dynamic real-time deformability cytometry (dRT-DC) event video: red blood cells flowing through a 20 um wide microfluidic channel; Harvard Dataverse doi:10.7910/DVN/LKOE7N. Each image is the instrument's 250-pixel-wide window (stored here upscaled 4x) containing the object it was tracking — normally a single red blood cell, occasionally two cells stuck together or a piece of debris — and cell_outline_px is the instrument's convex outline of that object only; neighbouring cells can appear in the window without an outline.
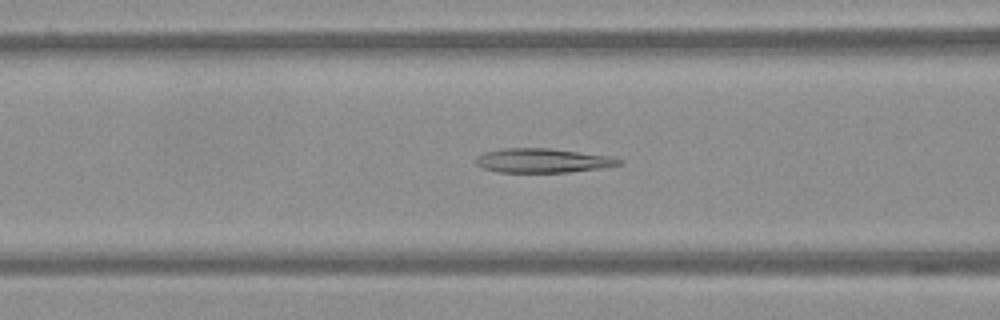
{"species": "Egyptian fruit bat (a non-hibernating species)", "species_latin": "Rousettus aegyptiacus", "temperature_condition": "warm", "stored_images_in_passage": 35, "camera_frame_rate_fps": 3000, "um_per_image_px": 0.085, "frame": {"image": 1, "passage_image": 7, "time_ms": 2.0, "image_size_px": [1000, 320], "cell_outline_px": [[624, 164], [600, 168], [568, 172], [496, 172], [484, 168], [476, 164], [476, 160], [484, 152], [504, 148], [548, 148], [608, 156], [624, 160]], "centroid_in_image_um": [46.15, 13.65], "position_along_channel_um": 120.5, "area_um2": 20.0}}
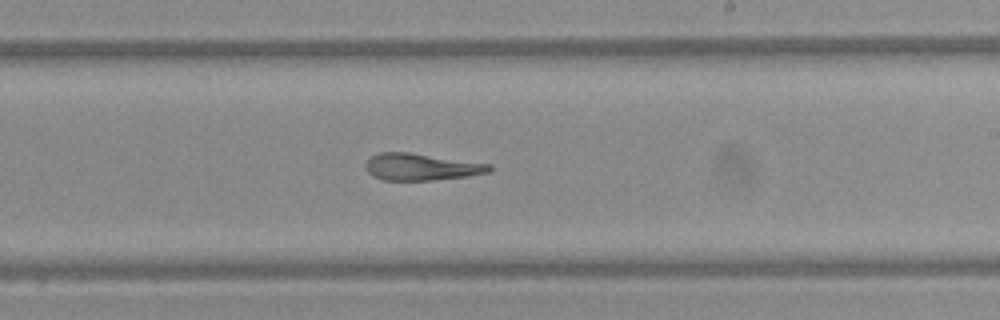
{"frame": {"image": 2, "passage_image": 18, "time_ms": 5.667, "image_size_px": [1000, 320], "cell_outline_px": [[492, 168], [488, 172], [468, 176], [432, 180], [384, 180], [372, 176], [364, 168], [364, 164], [372, 156], [380, 152], [412, 152], [492, 164]], "centroid_in_image_um": [35.79, 14.18], "position_along_channel_um": 253.2, "area_um2": 19.54}}
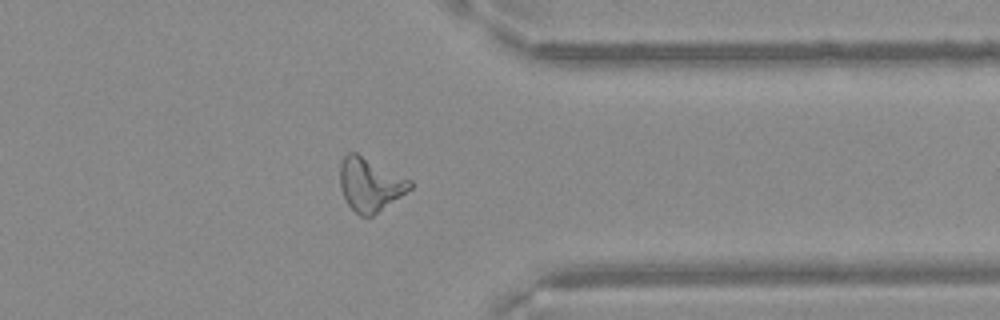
{"frame": {"image": 3, "passage_image": 29, "time_ms": 9.333, "image_size_px": [1000, 320], "cell_outline_px": [[412, 188], [372, 216], [360, 216], [348, 204], [340, 188], [340, 164], [344, 156], [348, 152], [356, 152], [412, 180]], "centroid_in_image_um": [31.45, 15.66], "position_along_channel_um": 380.0, "area_um2": 21.62}}